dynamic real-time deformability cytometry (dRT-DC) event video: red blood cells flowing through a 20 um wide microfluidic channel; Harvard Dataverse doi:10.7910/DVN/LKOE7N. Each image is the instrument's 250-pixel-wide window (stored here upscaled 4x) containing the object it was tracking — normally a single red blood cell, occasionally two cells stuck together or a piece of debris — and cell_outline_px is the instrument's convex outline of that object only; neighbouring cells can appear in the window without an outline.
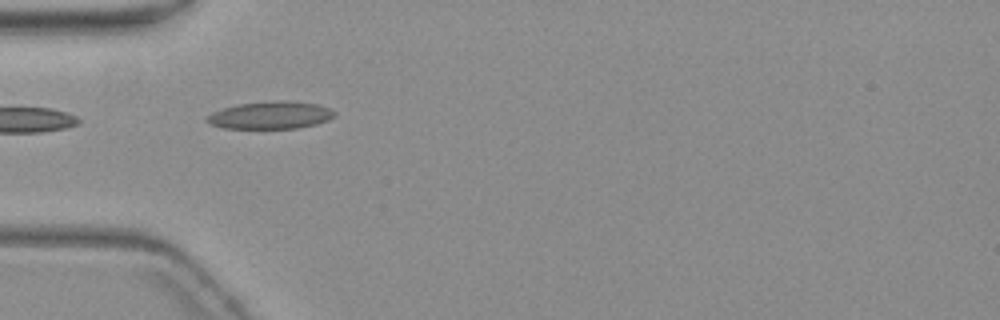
{"species": "common noctule bat (a hibernating species)", "species_latin": "Nyctalus noctula", "temperature_condition": "warm", "stored_images_in_passage": 6, "camera_frame_rate_fps": 3000, "um_per_image_px": 0.085, "animal": {"sex": "female", "body_mass_g": 19.3, "forearm_length_mm": 54.1}, "frame": {"image": 1, "passage_image": 1, "time_ms": 0.0, "image_size_px": [1000, 320], "cell_outline_px": [[336, 116], [328, 120], [316, 124], [296, 128], [224, 128], [208, 124], [204, 120], [212, 112], [224, 108], [240, 104], [272, 100], [288, 100], [316, 104], [328, 108], [336, 112]], "centroid_in_image_um": [22.99, 9.79], "position_along_channel_um": 62.0, "area_um2": 20.46}}
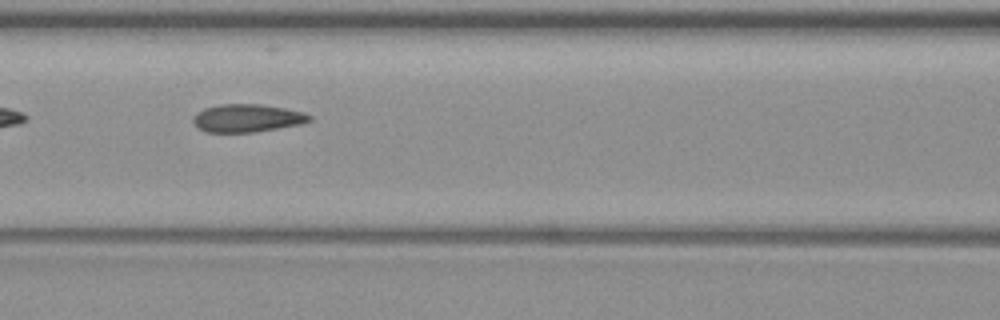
{"frame": {"image": 2, "passage_image": 3, "time_ms": 2.333, "image_size_px": [1000, 320], "cell_outline_px": [[312, 120], [300, 124], [252, 132], [204, 132], [196, 128], [192, 120], [192, 116], [196, 112], [204, 108], [220, 104], [260, 104], [284, 108], [304, 112], [312, 116]], "centroid_in_image_um": [20.95, 10.03], "position_along_channel_um": 145.7, "area_um2": 19.02}}
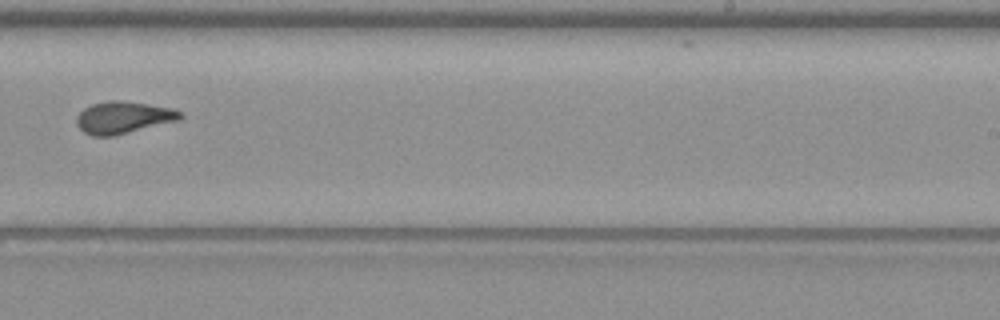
{"frame": {"image": 3, "passage_image": 6, "time_ms": 6.0, "image_size_px": [1000, 320], "cell_outline_px": [[184, 116], [180, 120], [112, 136], [92, 136], [84, 132], [76, 124], [76, 116], [84, 108], [92, 104], [108, 100], [120, 100], [148, 104], [172, 108], [184, 112]], "centroid_in_image_um": [10.5, 9.98], "position_along_channel_um": 278.5, "area_um2": 19.48}}